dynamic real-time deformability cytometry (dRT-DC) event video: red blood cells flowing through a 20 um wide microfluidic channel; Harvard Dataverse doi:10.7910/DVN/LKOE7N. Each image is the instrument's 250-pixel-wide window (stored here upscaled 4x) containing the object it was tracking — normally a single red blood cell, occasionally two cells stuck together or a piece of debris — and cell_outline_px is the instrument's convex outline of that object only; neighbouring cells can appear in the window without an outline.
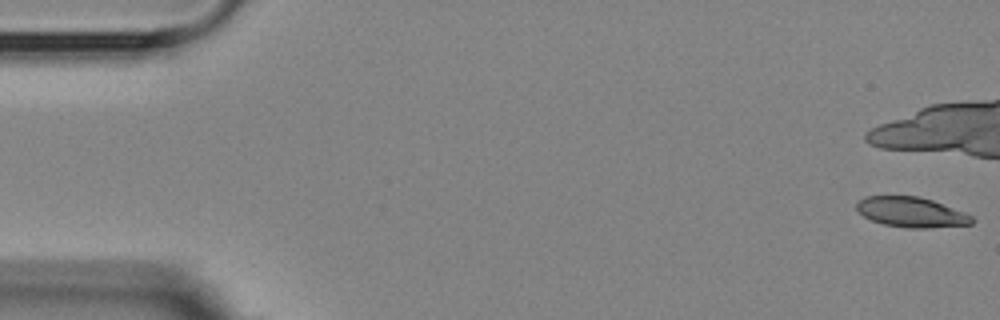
{"species": "Egyptian fruit bat (a non-hibernating species)", "species_latin": "Rousettus aegyptiacus", "temperature_condition": "room temperature", "stored_images_in_passage": 9, "camera_frame_rate_fps": 3000, "um_per_image_px": 0.085, "animal": {"sex": "female"}, "frame": {"image": 1, "passage_image": 1, "time_ms": 0.0, "image_size_px": [1000, 320], "cell_outline_px": [[976, 220], [972, 224], [924, 228], [908, 228], [884, 224], [872, 220], [864, 216], [856, 208], [856, 204], [864, 196], [920, 196], [932, 200], [964, 212], [972, 216]], "centroid_in_image_um": [77.48, 18.03], "position_along_channel_um": 7.5, "area_um2": 20.11}}
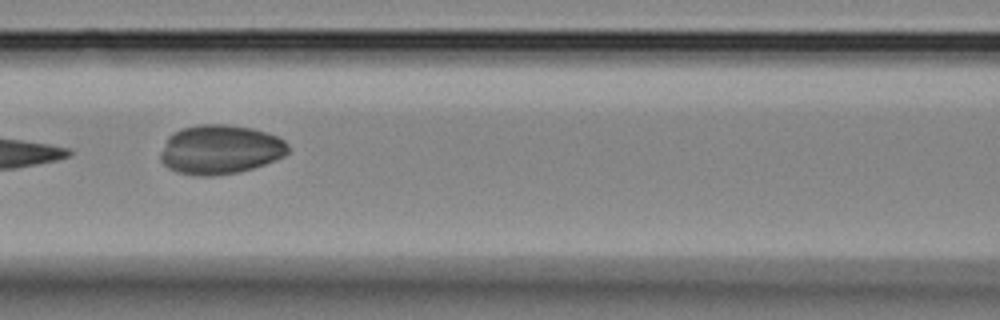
{"frame": {"image": 2, "passage_image": 9, "time_ms": 9.333, "image_size_px": [1000, 320], "cell_outline_px": [[288, 152], [284, 156], [264, 164], [252, 168], [236, 172], [212, 176], [200, 176], [176, 172], [168, 168], [160, 160], [160, 152], [168, 136], [172, 132], [180, 128], [200, 124], [228, 124], [252, 128], [276, 136], [284, 140], [288, 144]], "centroid_in_image_um": [18.67, 12.7], "position_along_channel_um": 147.9, "area_um2": 36.7}}